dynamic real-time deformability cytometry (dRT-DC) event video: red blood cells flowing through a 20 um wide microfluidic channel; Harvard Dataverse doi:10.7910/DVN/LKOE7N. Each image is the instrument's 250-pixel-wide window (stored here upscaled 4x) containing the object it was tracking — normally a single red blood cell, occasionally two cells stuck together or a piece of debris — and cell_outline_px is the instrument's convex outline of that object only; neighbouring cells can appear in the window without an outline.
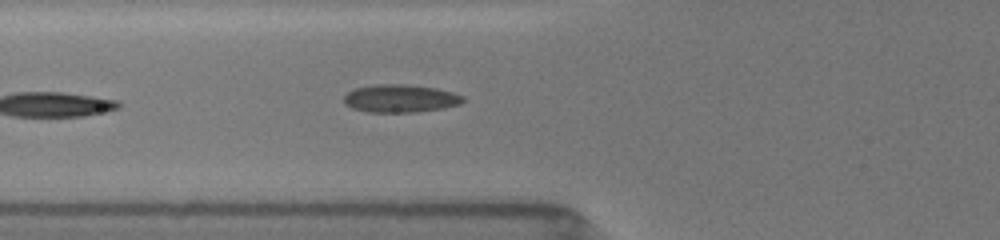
{"species": "common noctule bat (a hibernating species)", "species_latin": "Nyctalus noctula", "temperature_condition": "room temperature", "stored_images_in_passage": 15, "camera_frame_rate_fps": 3000, "um_per_image_px": 0.085, "animal": {"sex": "female", "body_mass_g": 19.5, "forearm_length_mm": 54.1}, "frame": {"image": 1, "passage_image": 15, "time_ms": 6.667, "image_size_px": [1000, 240], "cell_outline_px": [[464, 100], [460, 104], [440, 108], [416, 112], [368, 112], [352, 108], [344, 104], [344, 96], [348, 92], [356, 88], [376, 84], [404, 84], [436, 88], [452, 92], [464, 96]], "centroid_in_image_um": [34.01, 8.37], "position_along_channel_um": 91.8, "area_um2": 19.25}}